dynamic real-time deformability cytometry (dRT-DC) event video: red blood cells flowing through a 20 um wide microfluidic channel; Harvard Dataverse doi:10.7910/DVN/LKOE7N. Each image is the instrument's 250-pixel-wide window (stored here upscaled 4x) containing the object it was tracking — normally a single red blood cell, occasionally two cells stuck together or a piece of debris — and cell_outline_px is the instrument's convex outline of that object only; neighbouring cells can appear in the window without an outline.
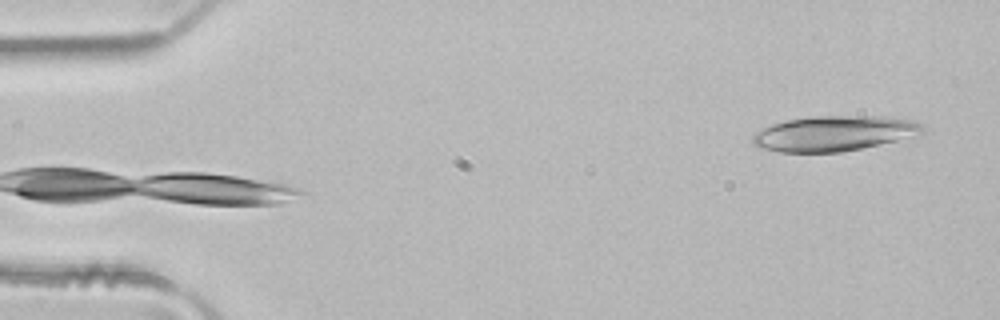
{"species": "common noctule bat (a hibernating species)", "species_latin": "Nyctalus noctula", "temperature_condition": "room temperature", "stored_images_in_passage": 5, "camera_frame_rate_fps": 3000, "um_per_image_px": 0.085, "animal": {"sex": "male", "body_mass_g": 21.5, "forearm_length_mm": 52.0}, "frame": {"image": 1, "passage_image": 5, "time_ms": 1.333, "image_size_px": [1000, 320], "cell_outline_px": [[928, 128], [920, 136], [840, 152], [776, 152], [760, 148], [752, 144], [752, 136], [756, 132], [772, 124], [788, 120], [816, 116], [880, 116], [912, 120], [924, 124]], "centroid_in_image_um": [70.96, 11.34], "position_along_channel_um": 14.0, "area_um2": 35.14}}